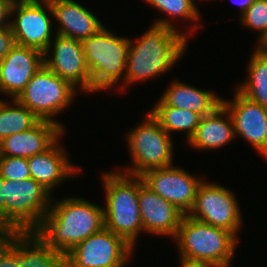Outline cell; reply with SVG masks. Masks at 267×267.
<instances>
[{
    "label": "cell",
    "instance_id": "cell-30",
    "mask_svg": "<svg viewBox=\"0 0 267 267\" xmlns=\"http://www.w3.org/2000/svg\"><path fill=\"white\" fill-rule=\"evenodd\" d=\"M15 45V37L11 26L0 28V62Z\"/></svg>",
    "mask_w": 267,
    "mask_h": 267
},
{
    "label": "cell",
    "instance_id": "cell-18",
    "mask_svg": "<svg viewBox=\"0 0 267 267\" xmlns=\"http://www.w3.org/2000/svg\"><path fill=\"white\" fill-rule=\"evenodd\" d=\"M58 139L43 153L27 158L30 176L50 193L67 178L79 174V168L71 163L66 149ZM65 149V150H64Z\"/></svg>",
    "mask_w": 267,
    "mask_h": 267
},
{
    "label": "cell",
    "instance_id": "cell-3",
    "mask_svg": "<svg viewBox=\"0 0 267 267\" xmlns=\"http://www.w3.org/2000/svg\"><path fill=\"white\" fill-rule=\"evenodd\" d=\"M105 191L104 226L135 248L143 231L138 203L140 176L119 171L105 172L102 177Z\"/></svg>",
    "mask_w": 267,
    "mask_h": 267
},
{
    "label": "cell",
    "instance_id": "cell-27",
    "mask_svg": "<svg viewBox=\"0 0 267 267\" xmlns=\"http://www.w3.org/2000/svg\"><path fill=\"white\" fill-rule=\"evenodd\" d=\"M242 26L258 31L259 37L267 31V0H256L239 18Z\"/></svg>",
    "mask_w": 267,
    "mask_h": 267
},
{
    "label": "cell",
    "instance_id": "cell-5",
    "mask_svg": "<svg viewBox=\"0 0 267 267\" xmlns=\"http://www.w3.org/2000/svg\"><path fill=\"white\" fill-rule=\"evenodd\" d=\"M179 257L230 267L239 239L231 232L190 217L182 218L176 236Z\"/></svg>",
    "mask_w": 267,
    "mask_h": 267
},
{
    "label": "cell",
    "instance_id": "cell-29",
    "mask_svg": "<svg viewBox=\"0 0 267 267\" xmlns=\"http://www.w3.org/2000/svg\"><path fill=\"white\" fill-rule=\"evenodd\" d=\"M0 267H20L19 232H6L0 241Z\"/></svg>",
    "mask_w": 267,
    "mask_h": 267
},
{
    "label": "cell",
    "instance_id": "cell-21",
    "mask_svg": "<svg viewBox=\"0 0 267 267\" xmlns=\"http://www.w3.org/2000/svg\"><path fill=\"white\" fill-rule=\"evenodd\" d=\"M236 138L232 118L221 104L201 117L194 135L187 142L193 149L217 150Z\"/></svg>",
    "mask_w": 267,
    "mask_h": 267
},
{
    "label": "cell",
    "instance_id": "cell-10",
    "mask_svg": "<svg viewBox=\"0 0 267 267\" xmlns=\"http://www.w3.org/2000/svg\"><path fill=\"white\" fill-rule=\"evenodd\" d=\"M235 194L220 184L205 182L199 185L189 216L231 232L237 239L242 227V212Z\"/></svg>",
    "mask_w": 267,
    "mask_h": 267
},
{
    "label": "cell",
    "instance_id": "cell-17",
    "mask_svg": "<svg viewBox=\"0 0 267 267\" xmlns=\"http://www.w3.org/2000/svg\"><path fill=\"white\" fill-rule=\"evenodd\" d=\"M57 123L40 120L32 128L0 141L1 157L29 158L43 153L65 134Z\"/></svg>",
    "mask_w": 267,
    "mask_h": 267
},
{
    "label": "cell",
    "instance_id": "cell-36",
    "mask_svg": "<svg viewBox=\"0 0 267 267\" xmlns=\"http://www.w3.org/2000/svg\"><path fill=\"white\" fill-rule=\"evenodd\" d=\"M6 232H4L2 229H0V241L4 238Z\"/></svg>",
    "mask_w": 267,
    "mask_h": 267
},
{
    "label": "cell",
    "instance_id": "cell-16",
    "mask_svg": "<svg viewBox=\"0 0 267 267\" xmlns=\"http://www.w3.org/2000/svg\"><path fill=\"white\" fill-rule=\"evenodd\" d=\"M138 203L142 218L143 232L153 235L176 236L184 213L149 186L140 177Z\"/></svg>",
    "mask_w": 267,
    "mask_h": 267
},
{
    "label": "cell",
    "instance_id": "cell-13",
    "mask_svg": "<svg viewBox=\"0 0 267 267\" xmlns=\"http://www.w3.org/2000/svg\"><path fill=\"white\" fill-rule=\"evenodd\" d=\"M140 177L154 192L185 215L192 210L197 189L203 181L174 165L147 170Z\"/></svg>",
    "mask_w": 267,
    "mask_h": 267
},
{
    "label": "cell",
    "instance_id": "cell-7",
    "mask_svg": "<svg viewBox=\"0 0 267 267\" xmlns=\"http://www.w3.org/2000/svg\"><path fill=\"white\" fill-rule=\"evenodd\" d=\"M51 196L33 178L5 179L6 232H34L50 209Z\"/></svg>",
    "mask_w": 267,
    "mask_h": 267
},
{
    "label": "cell",
    "instance_id": "cell-24",
    "mask_svg": "<svg viewBox=\"0 0 267 267\" xmlns=\"http://www.w3.org/2000/svg\"><path fill=\"white\" fill-rule=\"evenodd\" d=\"M40 119L16 99L0 98V141L12 134L26 131L35 126Z\"/></svg>",
    "mask_w": 267,
    "mask_h": 267
},
{
    "label": "cell",
    "instance_id": "cell-26",
    "mask_svg": "<svg viewBox=\"0 0 267 267\" xmlns=\"http://www.w3.org/2000/svg\"><path fill=\"white\" fill-rule=\"evenodd\" d=\"M147 4H150L153 8H156L158 11L162 12L168 17L157 19L153 24L173 28L178 30L175 27L172 19L179 18L186 21H192L194 24H190L191 30L198 31L199 24L201 22L200 13L196 2L194 0H144ZM170 17V18H169ZM200 21V22H199ZM195 29V30H194Z\"/></svg>",
    "mask_w": 267,
    "mask_h": 267
},
{
    "label": "cell",
    "instance_id": "cell-25",
    "mask_svg": "<svg viewBox=\"0 0 267 267\" xmlns=\"http://www.w3.org/2000/svg\"><path fill=\"white\" fill-rule=\"evenodd\" d=\"M149 112L170 136L173 131H185L187 142L194 135L202 117L196 112L171 106H155Z\"/></svg>",
    "mask_w": 267,
    "mask_h": 267
},
{
    "label": "cell",
    "instance_id": "cell-11",
    "mask_svg": "<svg viewBox=\"0 0 267 267\" xmlns=\"http://www.w3.org/2000/svg\"><path fill=\"white\" fill-rule=\"evenodd\" d=\"M48 13V14H47ZM51 17H50V15ZM10 26L18 45L45 52L52 41L53 11L49 0H29L12 4Z\"/></svg>",
    "mask_w": 267,
    "mask_h": 267
},
{
    "label": "cell",
    "instance_id": "cell-9",
    "mask_svg": "<svg viewBox=\"0 0 267 267\" xmlns=\"http://www.w3.org/2000/svg\"><path fill=\"white\" fill-rule=\"evenodd\" d=\"M134 250L119 235L103 227L67 252L65 267H127Z\"/></svg>",
    "mask_w": 267,
    "mask_h": 267
},
{
    "label": "cell",
    "instance_id": "cell-12",
    "mask_svg": "<svg viewBox=\"0 0 267 267\" xmlns=\"http://www.w3.org/2000/svg\"><path fill=\"white\" fill-rule=\"evenodd\" d=\"M54 37L44 52V65L78 90L91 94L90 72L81 41L59 34Z\"/></svg>",
    "mask_w": 267,
    "mask_h": 267
},
{
    "label": "cell",
    "instance_id": "cell-28",
    "mask_svg": "<svg viewBox=\"0 0 267 267\" xmlns=\"http://www.w3.org/2000/svg\"><path fill=\"white\" fill-rule=\"evenodd\" d=\"M0 175L4 179L14 181L31 178L27 159L20 157H1Z\"/></svg>",
    "mask_w": 267,
    "mask_h": 267
},
{
    "label": "cell",
    "instance_id": "cell-14",
    "mask_svg": "<svg viewBox=\"0 0 267 267\" xmlns=\"http://www.w3.org/2000/svg\"><path fill=\"white\" fill-rule=\"evenodd\" d=\"M232 100L222 98L221 104L229 112L235 136L245 139L267 161V108L233 90Z\"/></svg>",
    "mask_w": 267,
    "mask_h": 267
},
{
    "label": "cell",
    "instance_id": "cell-8",
    "mask_svg": "<svg viewBox=\"0 0 267 267\" xmlns=\"http://www.w3.org/2000/svg\"><path fill=\"white\" fill-rule=\"evenodd\" d=\"M78 89L43 65L27 83L16 100L31 110L40 120L64 124L54 119L67 109L77 96Z\"/></svg>",
    "mask_w": 267,
    "mask_h": 267
},
{
    "label": "cell",
    "instance_id": "cell-19",
    "mask_svg": "<svg viewBox=\"0 0 267 267\" xmlns=\"http://www.w3.org/2000/svg\"><path fill=\"white\" fill-rule=\"evenodd\" d=\"M53 20L59 23L56 34L83 40L96 34L103 25L91 11L74 0H49Z\"/></svg>",
    "mask_w": 267,
    "mask_h": 267
},
{
    "label": "cell",
    "instance_id": "cell-23",
    "mask_svg": "<svg viewBox=\"0 0 267 267\" xmlns=\"http://www.w3.org/2000/svg\"><path fill=\"white\" fill-rule=\"evenodd\" d=\"M249 59L248 77L235 89L267 108V56L260 55L254 50Z\"/></svg>",
    "mask_w": 267,
    "mask_h": 267
},
{
    "label": "cell",
    "instance_id": "cell-20",
    "mask_svg": "<svg viewBox=\"0 0 267 267\" xmlns=\"http://www.w3.org/2000/svg\"><path fill=\"white\" fill-rule=\"evenodd\" d=\"M221 102V96L214 91L199 89L176 80L169 84L154 106H171L205 116L213 112Z\"/></svg>",
    "mask_w": 267,
    "mask_h": 267
},
{
    "label": "cell",
    "instance_id": "cell-1",
    "mask_svg": "<svg viewBox=\"0 0 267 267\" xmlns=\"http://www.w3.org/2000/svg\"><path fill=\"white\" fill-rule=\"evenodd\" d=\"M103 227V206L72 196L52 198L48 213L34 232L48 247L66 255Z\"/></svg>",
    "mask_w": 267,
    "mask_h": 267
},
{
    "label": "cell",
    "instance_id": "cell-33",
    "mask_svg": "<svg viewBox=\"0 0 267 267\" xmlns=\"http://www.w3.org/2000/svg\"><path fill=\"white\" fill-rule=\"evenodd\" d=\"M180 258V267H223L214 263L198 261V260H190L183 257Z\"/></svg>",
    "mask_w": 267,
    "mask_h": 267
},
{
    "label": "cell",
    "instance_id": "cell-4",
    "mask_svg": "<svg viewBox=\"0 0 267 267\" xmlns=\"http://www.w3.org/2000/svg\"><path fill=\"white\" fill-rule=\"evenodd\" d=\"M81 44L90 72L91 93L113 88L123 92L130 38L117 36L104 26Z\"/></svg>",
    "mask_w": 267,
    "mask_h": 267
},
{
    "label": "cell",
    "instance_id": "cell-35",
    "mask_svg": "<svg viewBox=\"0 0 267 267\" xmlns=\"http://www.w3.org/2000/svg\"><path fill=\"white\" fill-rule=\"evenodd\" d=\"M256 0H233V3L238 4L240 7V16L249 8L251 4H253Z\"/></svg>",
    "mask_w": 267,
    "mask_h": 267
},
{
    "label": "cell",
    "instance_id": "cell-37",
    "mask_svg": "<svg viewBox=\"0 0 267 267\" xmlns=\"http://www.w3.org/2000/svg\"><path fill=\"white\" fill-rule=\"evenodd\" d=\"M12 3H17V2H24V1H29V0H9Z\"/></svg>",
    "mask_w": 267,
    "mask_h": 267
},
{
    "label": "cell",
    "instance_id": "cell-2",
    "mask_svg": "<svg viewBox=\"0 0 267 267\" xmlns=\"http://www.w3.org/2000/svg\"><path fill=\"white\" fill-rule=\"evenodd\" d=\"M182 31L152 24L138 40L130 39L123 91L171 71L187 51L189 35Z\"/></svg>",
    "mask_w": 267,
    "mask_h": 267
},
{
    "label": "cell",
    "instance_id": "cell-15",
    "mask_svg": "<svg viewBox=\"0 0 267 267\" xmlns=\"http://www.w3.org/2000/svg\"><path fill=\"white\" fill-rule=\"evenodd\" d=\"M43 65V52L16 44L0 62V93L16 99Z\"/></svg>",
    "mask_w": 267,
    "mask_h": 267
},
{
    "label": "cell",
    "instance_id": "cell-32",
    "mask_svg": "<svg viewBox=\"0 0 267 267\" xmlns=\"http://www.w3.org/2000/svg\"><path fill=\"white\" fill-rule=\"evenodd\" d=\"M12 4L9 0H0V28L10 25Z\"/></svg>",
    "mask_w": 267,
    "mask_h": 267
},
{
    "label": "cell",
    "instance_id": "cell-22",
    "mask_svg": "<svg viewBox=\"0 0 267 267\" xmlns=\"http://www.w3.org/2000/svg\"><path fill=\"white\" fill-rule=\"evenodd\" d=\"M20 267H65V254L48 247L35 232H19Z\"/></svg>",
    "mask_w": 267,
    "mask_h": 267
},
{
    "label": "cell",
    "instance_id": "cell-6",
    "mask_svg": "<svg viewBox=\"0 0 267 267\" xmlns=\"http://www.w3.org/2000/svg\"><path fill=\"white\" fill-rule=\"evenodd\" d=\"M144 120L126 133L131 167L124 174L140 176L145 171L173 165V139L148 112ZM172 139V140H171Z\"/></svg>",
    "mask_w": 267,
    "mask_h": 267
},
{
    "label": "cell",
    "instance_id": "cell-34",
    "mask_svg": "<svg viewBox=\"0 0 267 267\" xmlns=\"http://www.w3.org/2000/svg\"><path fill=\"white\" fill-rule=\"evenodd\" d=\"M257 42L258 44L255 46L256 48H254V50L260 55L267 56V31L258 37Z\"/></svg>",
    "mask_w": 267,
    "mask_h": 267
},
{
    "label": "cell",
    "instance_id": "cell-31",
    "mask_svg": "<svg viewBox=\"0 0 267 267\" xmlns=\"http://www.w3.org/2000/svg\"><path fill=\"white\" fill-rule=\"evenodd\" d=\"M0 229L6 232L5 179L0 175Z\"/></svg>",
    "mask_w": 267,
    "mask_h": 267
}]
</instances>
